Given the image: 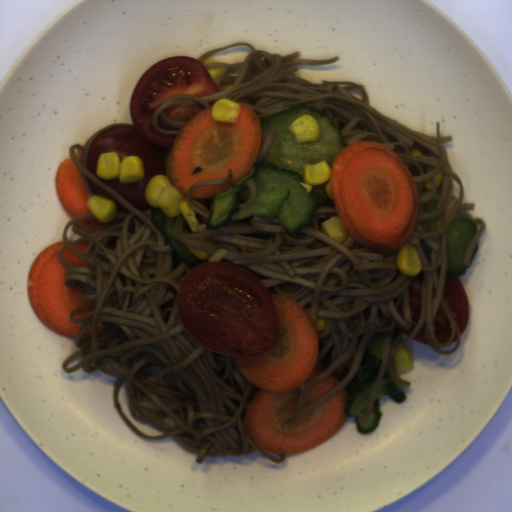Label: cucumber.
Returning a JSON list of instances; mask_svg holds the SVG:
<instances>
[{"label": "cucumber", "mask_w": 512, "mask_h": 512, "mask_svg": "<svg viewBox=\"0 0 512 512\" xmlns=\"http://www.w3.org/2000/svg\"><path fill=\"white\" fill-rule=\"evenodd\" d=\"M306 113L318 120L322 135L316 142L297 143L288 126ZM272 129L277 133L259 164L212 197L206 229L214 231L251 215H262L279 217L289 236H296L310 224L318 207L330 199L325 183L312 186L310 192L300 184L304 181V164L326 161L332 170L338 153L349 145L330 116L314 105L299 102L261 121L262 140Z\"/></svg>", "instance_id": "cucumber-1"}, {"label": "cucumber", "mask_w": 512, "mask_h": 512, "mask_svg": "<svg viewBox=\"0 0 512 512\" xmlns=\"http://www.w3.org/2000/svg\"><path fill=\"white\" fill-rule=\"evenodd\" d=\"M387 331L372 335L366 343L363 357L358 370L345 387L349 393L345 413L347 418L354 417L359 433H372L382 420L379 398L389 396L397 404H403L407 399L404 388L389 375L382 379L374 397L372 412L367 417H360V412H366L369 398L381 368L383 360L384 337Z\"/></svg>", "instance_id": "cucumber-2"}, {"label": "cucumber", "mask_w": 512, "mask_h": 512, "mask_svg": "<svg viewBox=\"0 0 512 512\" xmlns=\"http://www.w3.org/2000/svg\"><path fill=\"white\" fill-rule=\"evenodd\" d=\"M478 232L477 225L468 218L454 219L446 233L445 249L447 260L446 280L465 275V258L469 246Z\"/></svg>", "instance_id": "cucumber-3"}, {"label": "cucumber", "mask_w": 512, "mask_h": 512, "mask_svg": "<svg viewBox=\"0 0 512 512\" xmlns=\"http://www.w3.org/2000/svg\"><path fill=\"white\" fill-rule=\"evenodd\" d=\"M151 219L156 229L166 238L170 247L178 257L189 269H193L196 266L208 262L207 260H200L196 257L186 246L180 243L173 234L174 219L166 216L165 212L161 208L152 209Z\"/></svg>", "instance_id": "cucumber-4"}, {"label": "cucumber", "mask_w": 512, "mask_h": 512, "mask_svg": "<svg viewBox=\"0 0 512 512\" xmlns=\"http://www.w3.org/2000/svg\"><path fill=\"white\" fill-rule=\"evenodd\" d=\"M441 217L442 215L431 220H421L417 222L423 231L430 232L437 229Z\"/></svg>", "instance_id": "cucumber-5"}, {"label": "cucumber", "mask_w": 512, "mask_h": 512, "mask_svg": "<svg viewBox=\"0 0 512 512\" xmlns=\"http://www.w3.org/2000/svg\"><path fill=\"white\" fill-rule=\"evenodd\" d=\"M404 339V333L401 332L397 327H395L393 329V335H392V338H391V341H390V348L392 349L393 347H395L396 345H398L399 343H401Z\"/></svg>", "instance_id": "cucumber-6"}, {"label": "cucumber", "mask_w": 512, "mask_h": 512, "mask_svg": "<svg viewBox=\"0 0 512 512\" xmlns=\"http://www.w3.org/2000/svg\"><path fill=\"white\" fill-rule=\"evenodd\" d=\"M438 199L429 200L425 204H423V213L428 211L438 210Z\"/></svg>", "instance_id": "cucumber-7"}, {"label": "cucumber", "mask_w": 512, "mask_h": 512, "mask_svg": "<svg viewBox=\"0 0 512 512\" xmlns=\"http://www.w3.org/2000/svg\"><path fill=\"white\" fill-rule=\"evenodd\" d=\"M421 247L428 259V261L431 263L432 261V249L429 247L422 239L420 241Z\"/></svg>", "instance_id": "cucumber-8"}, {"label": "cucumber", "mask_w": 512, "mask_h": 512, "mask_svg": "<svg viewBox=\"0 0 512 512\" xmlns=\"http://www.w3.org/2000/svg\"><path fill=\"white\" fill-rule=\"evenodd\" d=\"M477 252H478V242H477V244H476V246H475V249H474V251H473V253H472V255H471L470 263H469V265H470V266L472 265V263H473V261H474V259H475L476 255H477Z\"/></svg>", "instance_id": "cucumber-9"}]
</instances>
